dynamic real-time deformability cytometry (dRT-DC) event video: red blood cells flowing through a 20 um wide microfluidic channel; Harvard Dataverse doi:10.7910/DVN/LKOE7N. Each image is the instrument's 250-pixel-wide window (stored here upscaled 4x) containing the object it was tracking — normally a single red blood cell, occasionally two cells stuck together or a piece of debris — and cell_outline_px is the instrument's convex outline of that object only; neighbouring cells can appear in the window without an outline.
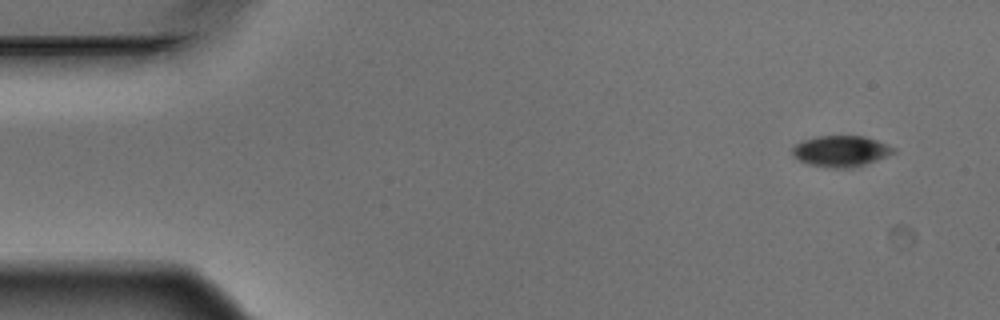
{"species": "Egyptian fruit bat (a non-hibernating species)", "species_latin": "Rousettus aegyptiacus", "temperature_condition": "warm", "stored_images_in_passage": 5, "camera_frame_rate_fps": 3000, "um_per_image_px": 0.085, "animal": {"sex": "male"}, "frame": {"image": 1, "passage_image": 1, "time_ms": 0.0, "image_size_px": [1000, 320], "cell_outline_px": [[896, 152], [856, 168], [828, 168], [808, 164], [792, 156], [792, 148], [796, 144], [804, 140], [816, 136], [864, 136], [876, 140], [896, 148]], "centroid_in_image_um": [71.47, 12.86], "position_along_channel_um": 13.5, "area_um2": 18.38}}